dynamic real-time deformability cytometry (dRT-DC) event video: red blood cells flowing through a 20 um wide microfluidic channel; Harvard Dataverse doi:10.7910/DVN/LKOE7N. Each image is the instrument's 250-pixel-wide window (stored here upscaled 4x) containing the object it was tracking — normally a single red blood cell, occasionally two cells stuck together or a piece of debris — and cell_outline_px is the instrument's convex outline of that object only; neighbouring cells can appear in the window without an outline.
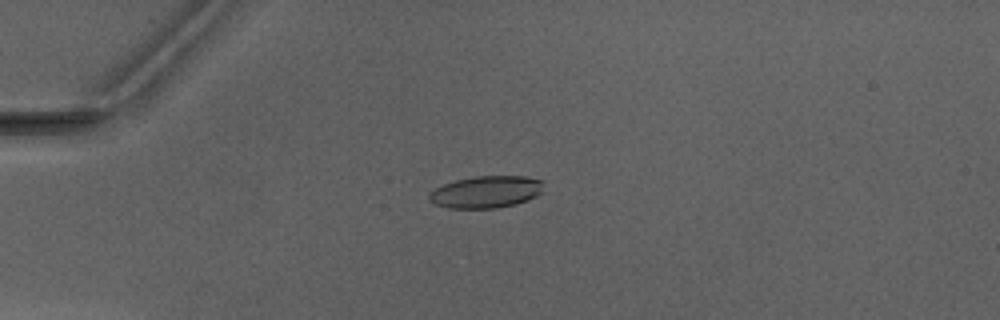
{"species": "Egyptian fruit bat (a non-hibernating species)", "species_latin": "Rousettus aegyptiacus", "temperature_condition": "warm", "stored_images_in_passage": 5, "camera_frame_rate_fps": 3000, "um_per_image_px": 0.085, "animal": {"sex": "male"}, "frame": {"image": 1, "passage_image": 4, "time_ms": 3.667, "image_size_px": [1000, 320], "cell_outline_px": [[544, 192], [528, 200], [516, 204], [496, 208], [448, 208], [436, 204], [428, 200], [428, 196], [436, 188], [444, 184], [456, 180], [476, 176], [524, 176], [544, 180]], "centroid_in_image_um": [41.38, 16.31], "position_along_channel_um": 43.6, "area_um2": 21.5}}